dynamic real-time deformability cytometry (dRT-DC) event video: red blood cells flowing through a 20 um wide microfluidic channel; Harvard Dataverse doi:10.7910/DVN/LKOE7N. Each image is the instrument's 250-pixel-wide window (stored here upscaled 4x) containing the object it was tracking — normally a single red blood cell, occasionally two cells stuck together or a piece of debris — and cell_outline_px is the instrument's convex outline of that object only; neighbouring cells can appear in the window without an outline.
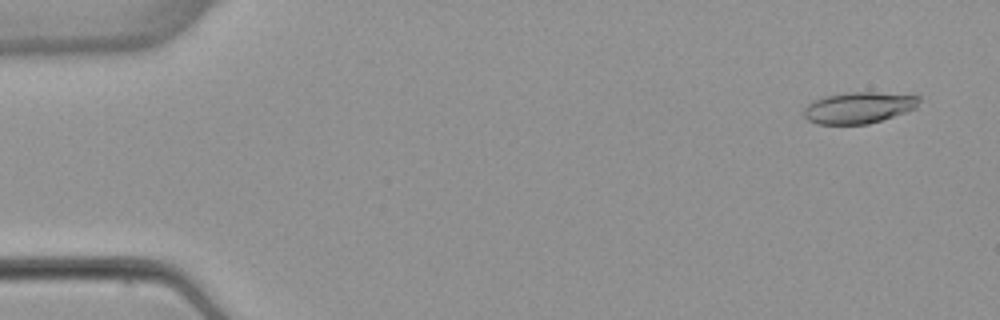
{"species": "common noctule bat (a hibernating species)", "species_latin": "Nyctalus noctula", "temperature_condition": "warm", "stored_images_in_passage": 4, "camera_frame_rate_fps": 3000, "um_per_image_px": 0.085, "animal": {"sex": "female", "body_mass_g": 22.7, "forearm_length_mm": 54.2}, "frame": {"image": 1, "passage_image": 1, "time_ms": 0.0, "image_size_px": [1000, 320], "cell_outline_px": [[920, 100], [916, 108], [868, 124], [816, 124], [808, 120], [804, 116], [804, 108], [812, 100], [824, 96], [844, 92], [876, 92], [920, 96]], "centroid_in_image_um": [72.95, 9.14], "position_along_channel_um": 12.1, "area_um2": 21.04}}
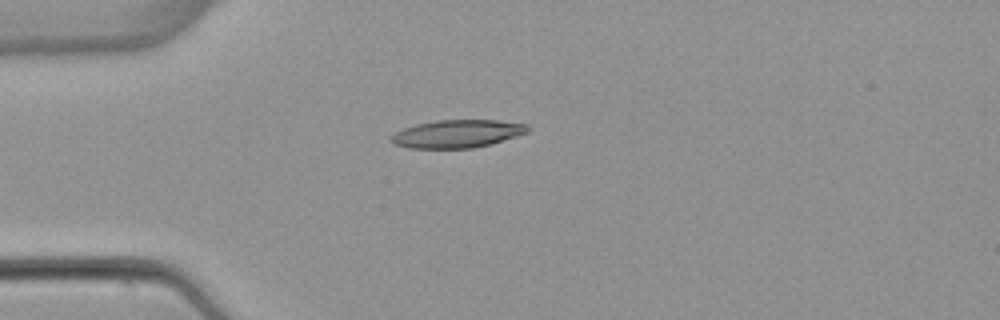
{"frame": {"image": 2, "passage_image": 4, "time_ms": 3.667, "image_size_px": [1000, 320], "cell_outline_px": [[532, 128], [528, 132], [488, 144], [472, 148], [408, 148], [392, 144], [388, 140], [388, 136], [404, 128], [416, 124], [436, 120], [496, 120], [528, 124]], "centroid_in_image_um": [38.81, 11.36], "position_along_channel_um": 46.2, "area_um2": 22.25}}